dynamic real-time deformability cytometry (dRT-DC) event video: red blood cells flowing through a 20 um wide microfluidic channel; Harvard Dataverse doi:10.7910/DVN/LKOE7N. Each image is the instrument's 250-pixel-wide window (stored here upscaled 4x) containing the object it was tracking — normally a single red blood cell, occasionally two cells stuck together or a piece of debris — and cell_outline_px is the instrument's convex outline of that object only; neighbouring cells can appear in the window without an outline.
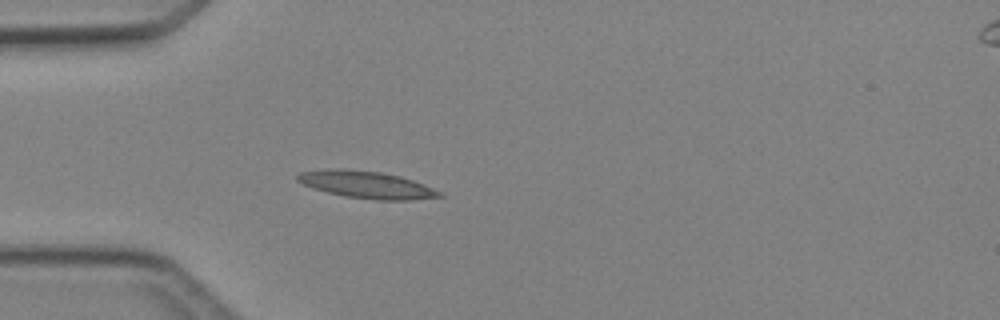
{"species": "Egyptian fruit bat (a non-hibernating species)", "species_latin": "Rousettus aegyptiacus", "temperature_condition": "cold", "stored_images_in_passage": 4, "camera_frame_rate_fps": 3000, "um_per_image_px": 0.085, "animal": {"sex": "female"}, "frame": {"image": 1, "passage_image": 4, "time_ms": 3.333, "image_size_px": [1000, 320], "cell_outline_px": [[444, 196], [408, 200], [376, 200], [344, 196], [328, 192], [304, 184], [296, 180], [296, 176], [300, 172], [328, 168], [344, 168], [380, 172], [400, 176], [424, 184], [444, 192]], "centroid_in_image_um": [31.19, 15.69], "position_along_channel_um": 53.8, "area_um2": 22.48}}